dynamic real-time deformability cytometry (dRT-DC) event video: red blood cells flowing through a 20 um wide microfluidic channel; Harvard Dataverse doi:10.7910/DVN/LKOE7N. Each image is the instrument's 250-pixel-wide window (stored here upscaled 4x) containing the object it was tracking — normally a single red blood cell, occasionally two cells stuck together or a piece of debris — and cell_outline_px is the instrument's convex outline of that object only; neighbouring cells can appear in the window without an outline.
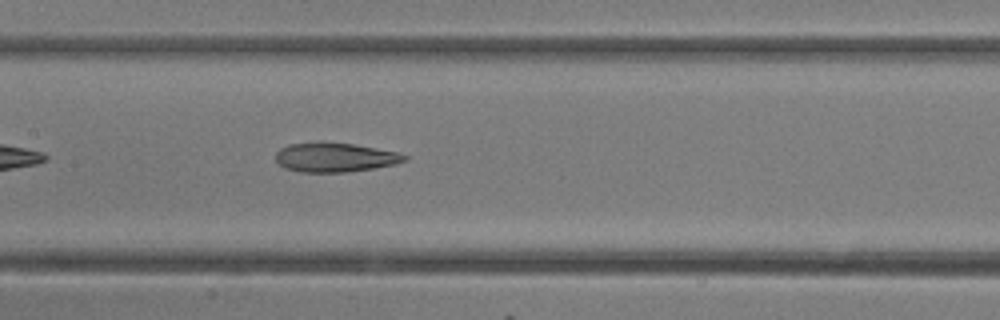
{"species": "common noctule bat (a hibernating species)", "species_latin": "Nyctalus noctula", "temperature_condition": "room temperature", "stored_images_in_passage": 22, "camera_frame_rate_fps": 3000, "um_per_image_px": 0.085, "animal": {"sex": "female"}, "frame": {"image": 1, "passage_image": 7, "time_ms": 2.0, "image_size_px": [1000, 320], "cell_outline_px": [[408, 160], [396, 164], [372, 168], [344, 172], [300, 172], [284, 168], [276, 160], [276, 152], [280, 148], [288, 144], [352, 144], [396, 152], [408, 156]], "centroid_in_image_um": [28.47, 13.41], "position_along_channel_um": 178.9, "area_um2": 21.27}}
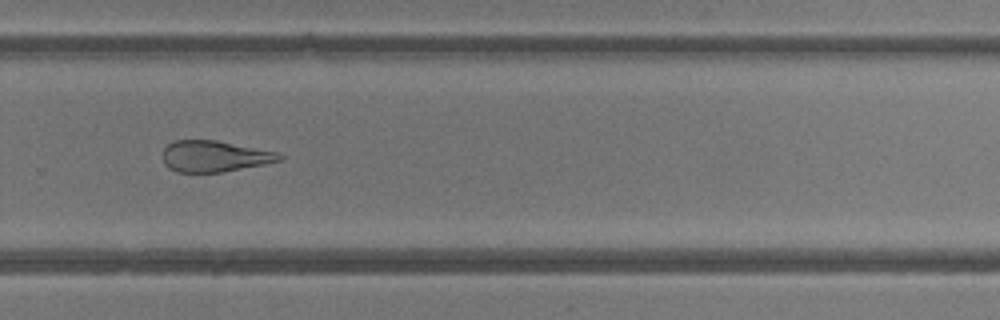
{"frame": {"image": 2, "passage_image": 13, "time_ms": 4.0, "image_size_px": [1000, 320], "cell_outline_px": [[284, 160], [264, 164], [220, 172], [176, 172], [168, 168], [164, 164], [160, 156], [164, 148], [168, 144], [176, 140], [216, 140], [280, 152], [284, 156]], "centroid_in_image_um": [18.22, 13.28], "position_along_channel_um": 311.6, "area_um2": 21.5}}